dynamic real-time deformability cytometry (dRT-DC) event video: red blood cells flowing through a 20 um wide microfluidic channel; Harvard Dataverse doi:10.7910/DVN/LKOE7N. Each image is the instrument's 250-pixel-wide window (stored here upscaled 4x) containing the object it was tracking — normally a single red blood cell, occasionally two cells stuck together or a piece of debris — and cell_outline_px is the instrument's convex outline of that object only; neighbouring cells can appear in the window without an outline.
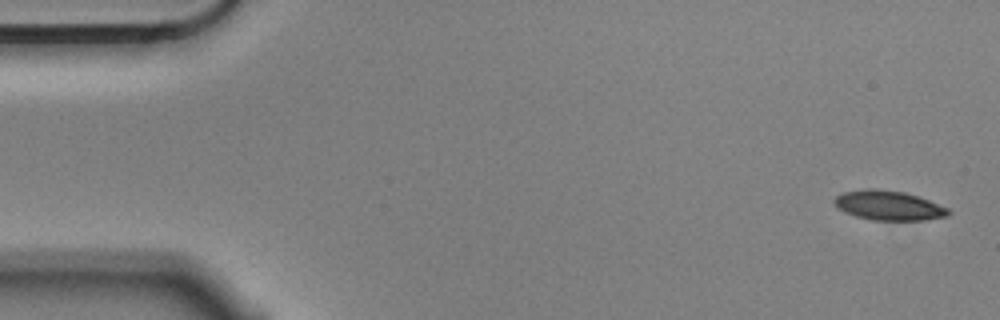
{"species": "Egyptian fruit bat (a non-hibernating species)", "species_latin": "Rousettus aegyptiacus", "temperature_condition": "cold", "stored_images_in_passage": 5, "camera_frame_rate_fps": 3000, "um_per_image_px": 0.085, "animal": {"sex": "male"}, "frame": {"image": 1, "passage_image": 1, "time_ms": 0.0, "image_size_px": [1000, 320], "cell_outline_px": [[952, 212], [948, 216], [924, 220], [872, 220], [856, 216], [844, 212], [836, 208], [832, 200], [836, 196], [844, 192], [868, 188], [876, 188], [904, 192], [928, 200], [948, 208]], "centroid_in_image_um": [75.5, 17.46], "position_along_channel_um": 9.5, "area_um2": 19.71}}
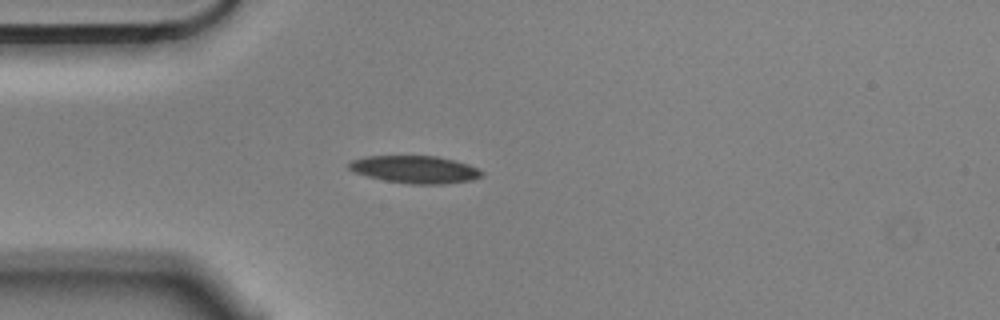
{"frame": {"image": 2, "passage_image": 5, "time_ms": 1.333, "image_size_px": [1000, 320], "cell_outline_px": [[484, 176], [472, 180], [444, 184], [408, 184], [384, 180], [352, 172], [348, 168], [348, 164], [352, 160], [364, 156], [436, 156], [456, 160], [480, 168], [484, 172]], "centroid_in_image_um": [35.31, 14.4], "position_along_channel_um": 49.7, "area_um2": 21.56}}